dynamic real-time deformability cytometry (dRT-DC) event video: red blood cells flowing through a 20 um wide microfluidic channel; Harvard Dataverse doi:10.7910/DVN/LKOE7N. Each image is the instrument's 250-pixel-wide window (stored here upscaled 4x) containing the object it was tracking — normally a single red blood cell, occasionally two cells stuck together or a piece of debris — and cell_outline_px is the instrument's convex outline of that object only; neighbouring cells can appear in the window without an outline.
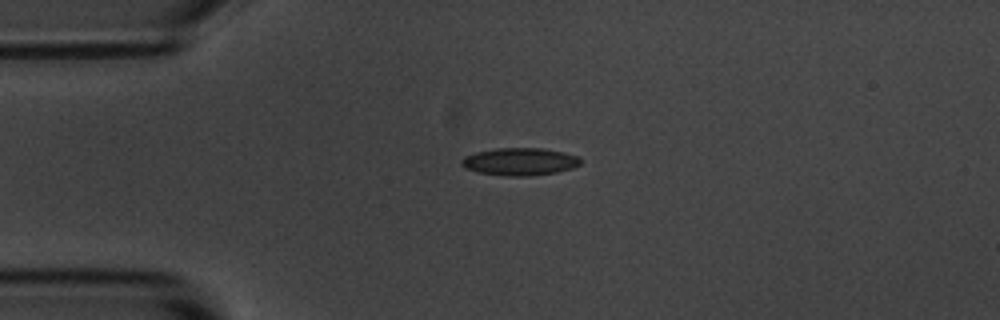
{"species": "common noctule bat (a hibernating species)", "species_latin": "Nyctalus noctula", "temperature_condition": "room temperature", "stored_images_in_passage": 7, "camera_frame_rate_fps": 3000, "um_per_image_px": 0.085, "animal": {"sex": "male", "body_mass_g": 20.1, "forearm_length_mm": 53.5}, "frame": {"image": 1, "passage_image": 2, "time_ms": 1.0, "image_size_px": [1000, 320], "cell_outline_px": [[580, 164], [572, 168], [556, 172], [532, 176], [508, 176], [476, 172], [464, 168], [460, 164], [460, 160], [464, 156], [476, 152], [496, 148], [544, 148], [564, 152], [580, 156]], "centroid_in_image_um": [44.16, 13.73], "position_along_channel_um": 40.8, "area_um2": 19.31}}
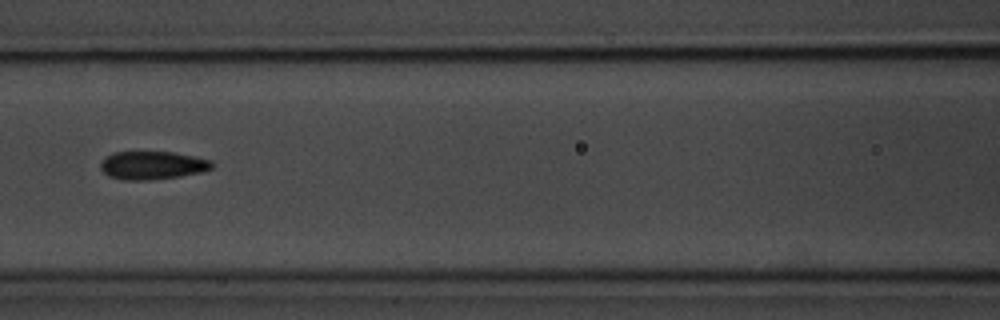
{"frame": {"image": 2, "passage_image": 5, "time_ms": 4.667, "image_size_px": [1000, 320], "cell_outline_px": [[216, 164], [212, 168], [200, 172], [180, 176], [148, 180], [124, 180], [108, 176], [100, 168], [100, 164], [112, 152], [172, 152], [212, 160]], "centroid_in_image_um": [12.97, 14.05], "position_along_channel_um": 153.6, "area_um2": 18.21}}
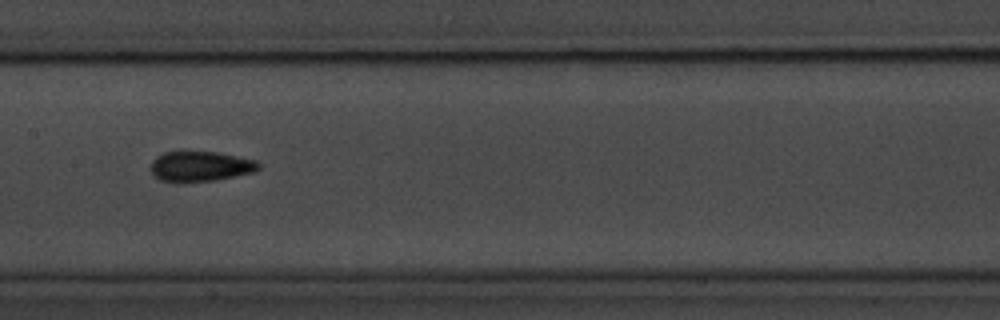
{"frame": {"image": 3, "passage_image": 6, "time_ms": 5.667, "image_size_px": [1000, 320], "cell_outline_px": [[260, 168], [252, 172], [216, 180], [184, 184], [180, 184], [160, 180], [152, 176], [152, 160], [156, 156], [164, 152], [216, 152], [256, 160], [260, 164]], "centroid_in_image_um": [16.99, 14.17], "position_along_channel_um": 190.4, "area_um2": 19.25}}